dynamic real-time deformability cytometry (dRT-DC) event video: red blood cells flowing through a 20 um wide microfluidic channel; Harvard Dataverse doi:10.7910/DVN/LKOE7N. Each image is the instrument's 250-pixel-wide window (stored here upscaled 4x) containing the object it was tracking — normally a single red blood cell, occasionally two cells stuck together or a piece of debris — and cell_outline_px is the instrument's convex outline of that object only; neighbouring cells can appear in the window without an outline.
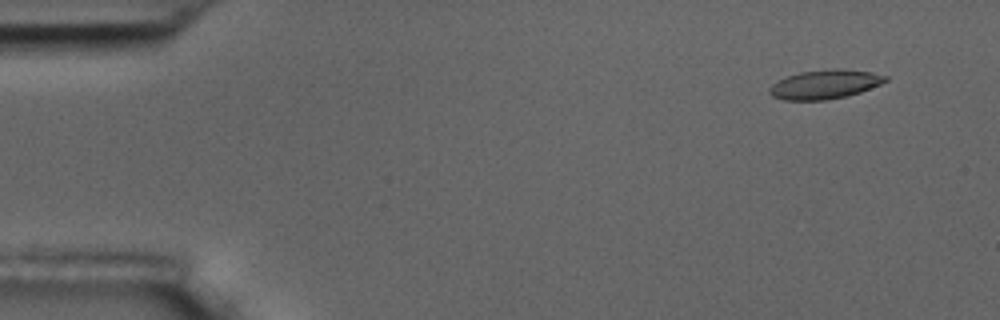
{"species": "common noctule bat (a hibernating species)", "species_latin": "Nyctalus noctula", "temperature_condition": "room temperature", "stored_images_in_passage": 54, "camera_frame_rate_fps": 3000, "um_per_image_px": 0.085, "animal": {"sex": "male", "body_mass_g": 17.5, "forearm_length_mm": 52.3}, "frame": {"image": 1, "passage_image": 3, "time_ms": 0.667, "image_size_px": [1000, 320], "cell_outline_px": [[888, 80], [880, 84], [860, 92], [848, 96], [824, 100], [784, 100], [772, 96], [768, 92], [768, 88], [776, 80], [800, 72], [836, 68], [840, 68], [872, 72], [888, 76]], "centroid_in_image_um": [70.1, 7.17], "position_along_channel_um": 14.9, "area_um2": 19.77}}
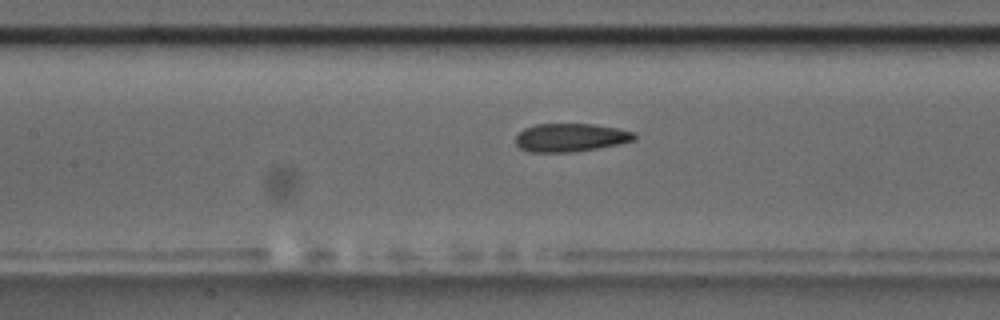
{"frame": {"image": 2, "passage_image": 24, "time_ms": 7.667, "image_size_px": [1000, 320], "cell_outline_px": [[636, 140], [620, 144], [572, 152], [528, 152], [520, 148], [516, 144], [516, 136], [524, 128], [536, 124], [592, 124], [620, 128], [636, 132]], "centroid_in_image_um": [48.53, 11.69], "position_along_channel_um": 158.9, "area_um2": 19.71}}
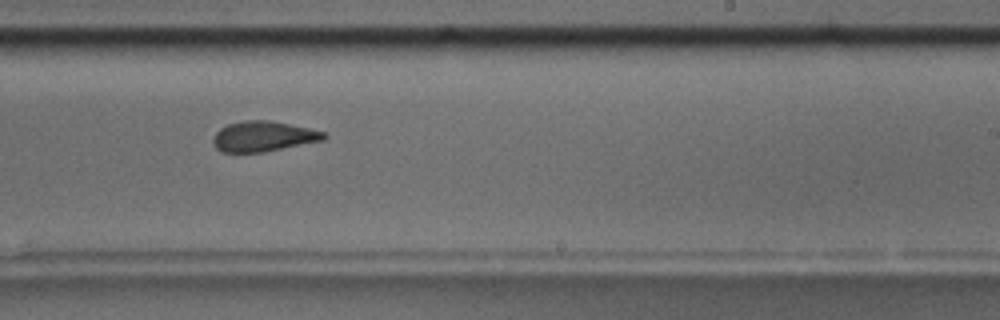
{"frame": {"image": 3, "passage_image": 33, "time_ms": 10.667, "image_size_px": [1000, 320], "cell_outline_px": [[328, 136], [324, 140], [264, 152], [220, 152], [216, 148], [212, 140], [216, 132], [220, 128], [228, 124], [244, 120], [268, 120], [328, 132]], "centroid_in_image_um": [22.39, 11.59], "position_along_channel_um": 266.6, "area_um2": 19.59}, "authors_computed_cell_mechanics": {"area_um2": 19.7676, "velocity_mm_per_s": 3.604, "shape_relaxation_time_tau1_ms": 4.9003, "shape_relaxation_time_tau2_ms": 3.2285, "deformation_change_tau1": 0.154, "deformation_change_tau2": 0.1208}}